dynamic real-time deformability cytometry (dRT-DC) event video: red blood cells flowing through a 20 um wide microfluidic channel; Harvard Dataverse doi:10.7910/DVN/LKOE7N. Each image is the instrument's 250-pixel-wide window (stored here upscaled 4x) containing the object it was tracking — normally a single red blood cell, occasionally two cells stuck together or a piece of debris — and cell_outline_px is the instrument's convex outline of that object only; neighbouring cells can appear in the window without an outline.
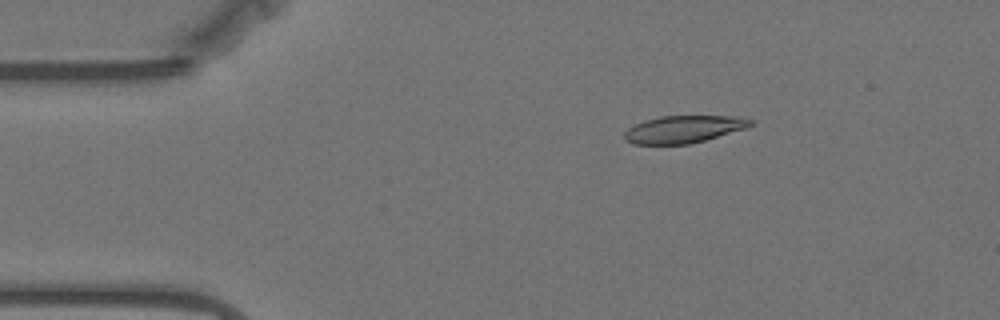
{"species": "Egyptian fruit bat (a non-hibernating species)", "species_latin": "Rousettus aegyptiacus", "temperature_condition": "warm", "stored_images_in_passage": 57, "camera_frame_rate_fps": 3000, "um_per_image_px": 0.085, "animal": {"sex": "female"}, "frame": {"image": 1, "passage_image": 9, "time_ms": 2.667, "image_size_px": [1000, 320], "cell_outline_px": [[752, 124], [744, 128], [704, 140], [688, 144], [632, 144], [624, 140], [624, 132], [628, 128], [644, 120], [660, 116], [736, 116], [752, 120]], "centroid_in_image_um": [58.04, 10.98], "position_along_channel_um": 27.0, "area_um2": 19.83}}
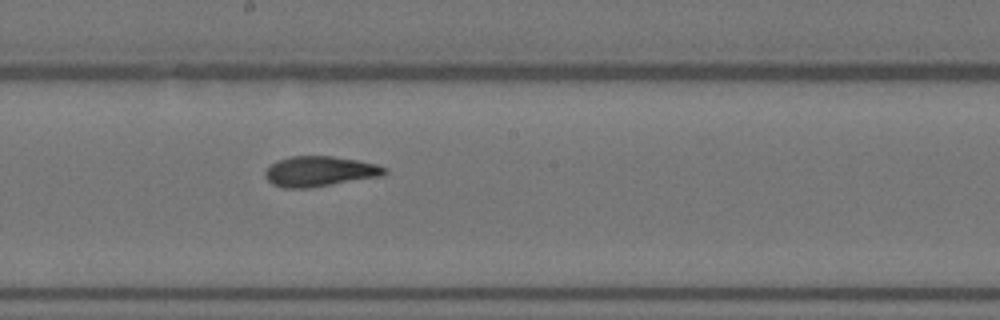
{"frame": {"image": 2, "passage_image": 30, "time_ms": 9.667, "image_size_px": [1000, 320], "cell_outline_px": [[388, 172], [380, 176], [308, 188], [284, 188], [272, 184], [264, 176], [264, 172], [272, 164], [280, 160], [292, 156], [332, 156], [356, 160], [376, 164], [388, 168]], "centroid_in_image_um": [27.17, 14.57], "position_along_channel_um": 221.0, "area_um2": 20.81}}
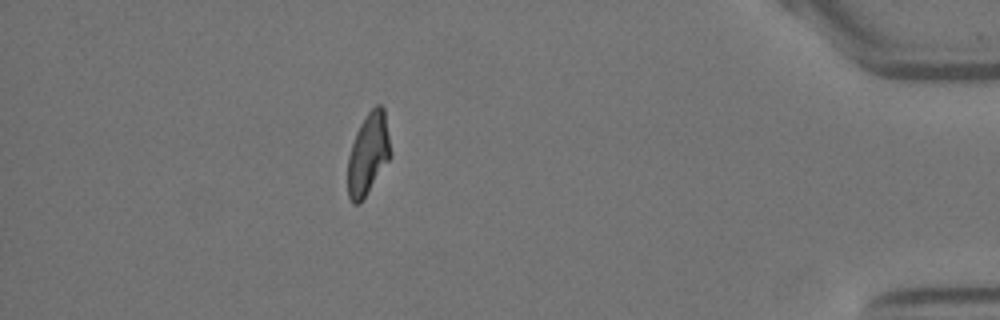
{"frame": {"image": 3, "passage_image": 50, "time_ms": 16.333, "image_size_px": [1000, 320], "cell_outline_px": [[392, 156], [360, 204], [352, 204], [348, 196], [348, 156], [356, 132], [360, 124], [368, 112], [376, 104], [380, 104], [384, 108]], "centroid_in_image_um": [31.3, 13.09], "position_along_channel_um": 403.9, "area_um2": 20.4}, "authors_computed_cell_mechanics": {"area_um2": 20.808, "velocity_mm_per_s": 3.5181, "shape_relaxation_time_tau1_ms": 4.5811, "shape_relaxation_time_tau2_ms": 1.7456, "deformation_change_tau1": 0.179, "deformation_change_tau2": 0.0909}}